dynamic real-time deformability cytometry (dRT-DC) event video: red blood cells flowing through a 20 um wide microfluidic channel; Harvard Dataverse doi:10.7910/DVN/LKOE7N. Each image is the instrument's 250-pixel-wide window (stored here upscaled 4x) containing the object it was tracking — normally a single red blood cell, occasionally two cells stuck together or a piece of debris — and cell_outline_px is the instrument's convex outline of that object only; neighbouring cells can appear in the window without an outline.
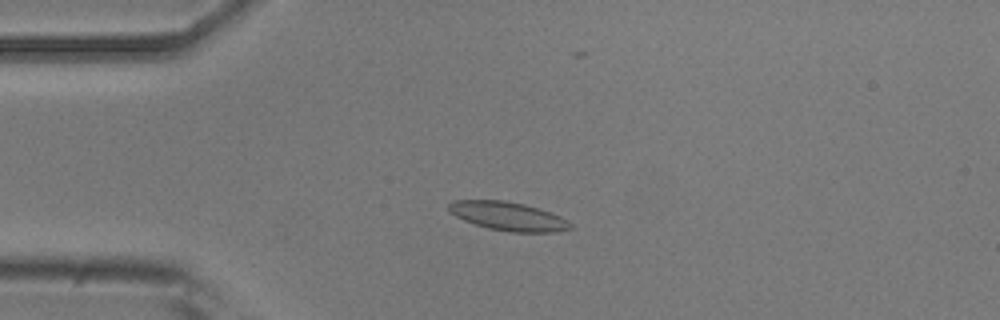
{"species": "common noctule bat (a hibernating species)", "species_latin": "Nyctalus noctula", "temperature_condition": "room temperature", "stored_images_in_passage": 54, "camera_frame_rate_fps": 3000, "um_per_image_px": 0.085, "animal": {"sex": "male", "body_mass_g": 20.5, "forearm_length_mm": 52.5}, "frame": {"image": 1, "passage_image": 13, "time_ms": 4.0, "image_size_px": [1000, 320], "cell_outline_px": [[572, 228], [556, 232], [508, 232], [488, 228], [464, 220], [456, 216], [448, 208], [448, 204], [452, 200], [504, 200], [524, 204], [560, 216], [568, 220], [572, 224]], "centroid_in_image_um": [43.2, 18.38], "position_along_channel_um": 41.8, "area_um2": 20.17}}
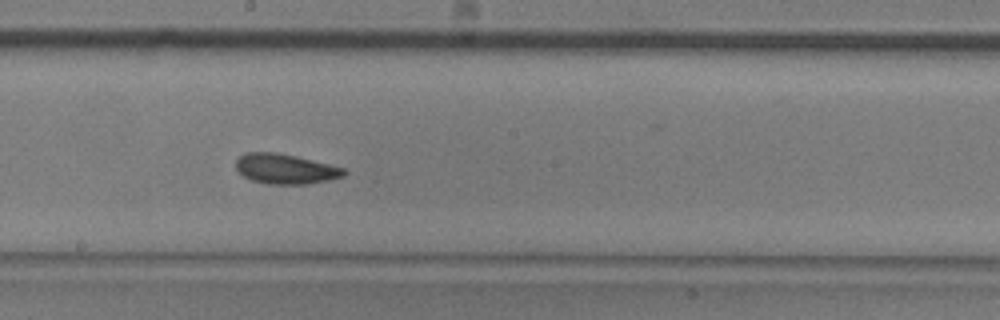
{"frame": {"image": 2, "passage_image": 29, "time_ms": 9.333, "image_size_px": [1000, 320], "cell_outline_px": [[348, 172], [344, 176], [328, 180], [308, 184], [268, 184], [252, 180], [244, 176], [236, 168], [236, 160], [244, 152], [276, 152], [296, 156], [344, 168]], "centroid_in_image_um": [24.26, 14.35], "position_along_channel_um": 223.9, "area_um2": 18.84}}
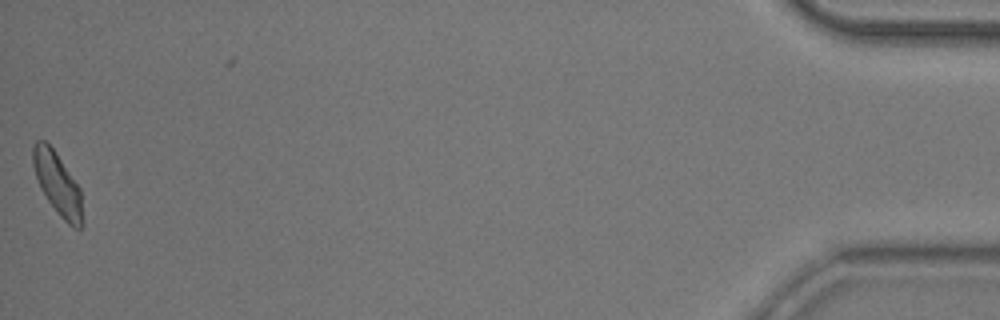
{"frame": {"image": 3, "passage_image": 53, "time_ms": 17.333, "image_size_px": [1000, 320], "cell_outline_px": [[84, 224], [80, 228], [72, 228], [60, 216], [48, 200], [40, 188], [32, 164], [32, 148], [36, 140], [44, 140], [56, 152], [80, 188], [84, 220]], "centroid_in_image_um": [4.91, 15.65], "position_along_channel_um": 430.3, "area_um2": 18.09}, "authors_computed_cell_mechanics": {"area_um2": 18.6694, "velocity_mm_per_s": 3.8057, "shape_relaxation_time_tau1_ms": 3.4282, "shape_relaxation_time_tau2_ms": 3.3016, "deformation_change_tau1": 0.1096, "deformation_change_tau2": 0.086}}